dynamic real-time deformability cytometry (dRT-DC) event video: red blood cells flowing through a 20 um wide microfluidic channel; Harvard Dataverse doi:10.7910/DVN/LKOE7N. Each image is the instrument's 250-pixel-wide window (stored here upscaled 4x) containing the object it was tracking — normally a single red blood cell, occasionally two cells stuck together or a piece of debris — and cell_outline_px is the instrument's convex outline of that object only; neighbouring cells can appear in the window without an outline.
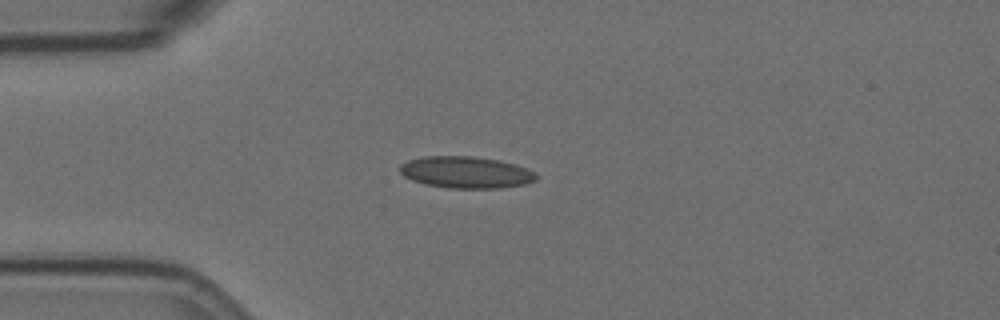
{"species": "Egyptian fruit bat (a non-hibernating species)", "species_latin": "Rousettus aegyptiacus", "temperature_condition": "room temperature", "stored_images_in_passage": 21, "camera_frame_rate_fps": 3000, "um_per_image_px": 0.085, "animal": {"sex": "female"}, "frame": {"image": 1, "passage_image": 1, "time_ms": 0.0, "image_size_px": [1000, 320], "cell_outline_px": [[536, 180], [524, 184], [500, 188], [448, 188], [424, 184], [412, 180], [404, 176], [400, 172], [400, 164], [408, 160], [424, 156], [472, 156], [500, 160], [516, 164], [536, 172]], "centroid_in_image_um": [39.6, 14.64], "position_along_channel_um": 45.4, "area_um2": 25.32}}
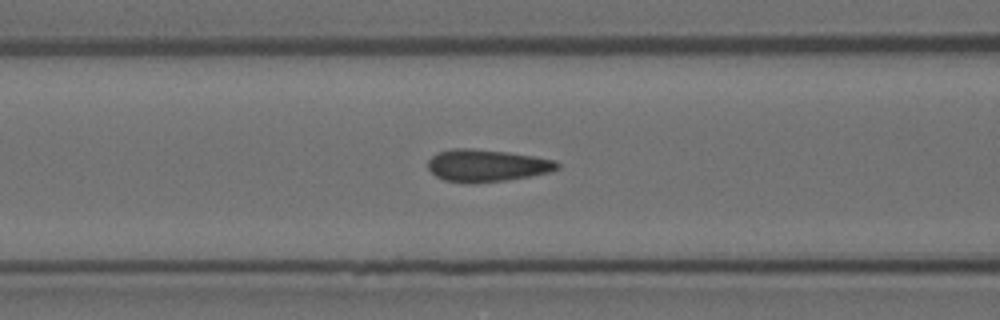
{"frame": {"image": 2, "passage_image": 9, "time_ms": 2.667, "image_size_px": [1000, 320], "cell_outline_px": [[560, 168], [552, 172], [504, 180], [472, 184], [464, 184], [444, 180], [436, 176], [428, 168], [428, 160], [432, 156], [440, 152], [452, 148], [472, 148], [508, 152], [536, 156], [556, 160], [560, 164]], "centroid_in_image_um": [41.39, 14.07], "position_along_channel_um": 125.2, "area_um2": 24.57}}
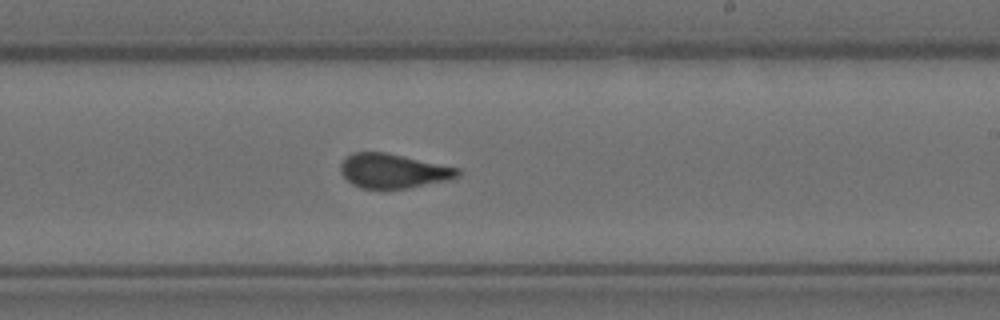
{"frame": {"image": 3, "passage_image": 20, "time_ms": 6.333, "image_size_px": [1000, 320], "cell_outline_px": [[460, 176], [448, 180], [408, 188], [360, 188], [352, 184], [340, 172], [340, 164], [352, 152], [388, 152], [460, 168]], "centroid_in_image_um": [33.44, 14.52], "position_along_channel_um": 255.6, "area_um2": 23.52}}